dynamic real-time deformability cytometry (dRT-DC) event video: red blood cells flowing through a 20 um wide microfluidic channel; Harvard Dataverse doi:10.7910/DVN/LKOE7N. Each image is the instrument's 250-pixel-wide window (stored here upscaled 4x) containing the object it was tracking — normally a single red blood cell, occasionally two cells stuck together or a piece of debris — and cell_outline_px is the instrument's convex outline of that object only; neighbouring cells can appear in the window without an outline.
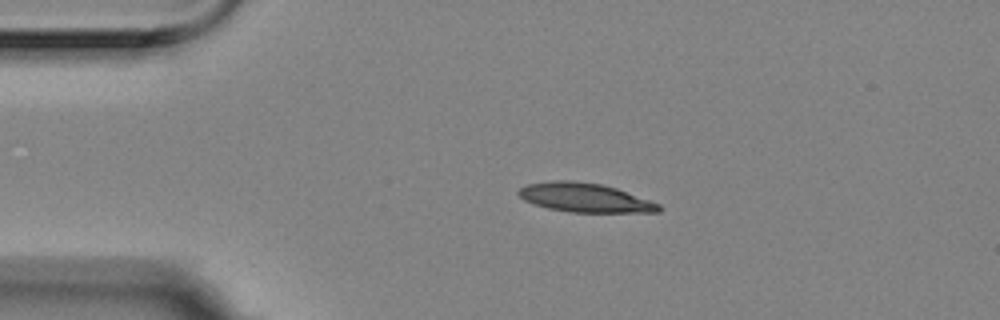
{"species": "Egyptian fruit bat (a non-hibernating species)", "species_latin": "Rousettus aegyptiacus", "temperature_condition": "room temperature", "stored_images_in_passage": 5, "camera_frame_rate_fps": 3000, "um_per_image_px": 0.085, "animal": {"sex": "female"}, "frame": {"image": 1, "passage_image": 4, "time_ms": 1.0, "image_size_px": [1000, 320], "cell_outline_px": [[660, 212], [572, 212], [548, 208], [532, 204], [524, 200], [516, 192], [520, 188], [528, 184], [552, 180], [568, 180], [600, 184], [616, 188], [660, 204]], "centroid_in_image_um": [49.68, 16.8], "position_along_channel_um": 35.3, "area_um2": 23.52}}